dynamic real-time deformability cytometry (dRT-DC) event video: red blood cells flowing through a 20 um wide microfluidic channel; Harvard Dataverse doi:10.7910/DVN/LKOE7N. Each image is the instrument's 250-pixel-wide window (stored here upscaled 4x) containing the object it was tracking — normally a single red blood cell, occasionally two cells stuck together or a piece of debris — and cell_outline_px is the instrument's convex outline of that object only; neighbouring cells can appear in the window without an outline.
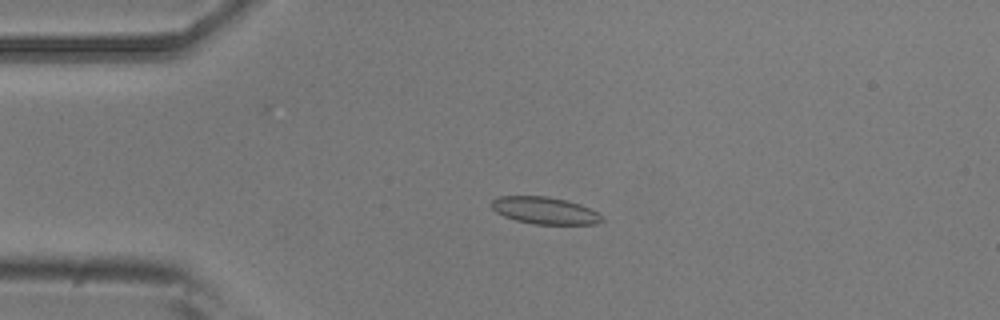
{"species": "common noctule bat (a hibernating species)", "species_latin": "Nyctalus noctula", "temperature_condition": "room temperature", "stored_images_in_passage": 4, "camera_frame_rate_fps": 3000, "um_per_image_px": 0.085, "animal": {"sex": "male", "body_mass_g": 20.5, "forearm_length_mm": 52.5}, "frame": {"image": 1, "passage_image": 3, "time_ms": 0.667, "image_size_px": [1000, 320], "cell_outline_px": [[604, 220], [596, 224], [532, 224], [516, 220], [504, 216], [496, 212], [488, 204], [492, 200], [500, 196], [548, 196], [580, 204], [600, 212], [604, 216]], "centroid_in_image_um": [46.32, 17.89], "position_along_channel_um": 38.7, "area_um2": 17.63}}